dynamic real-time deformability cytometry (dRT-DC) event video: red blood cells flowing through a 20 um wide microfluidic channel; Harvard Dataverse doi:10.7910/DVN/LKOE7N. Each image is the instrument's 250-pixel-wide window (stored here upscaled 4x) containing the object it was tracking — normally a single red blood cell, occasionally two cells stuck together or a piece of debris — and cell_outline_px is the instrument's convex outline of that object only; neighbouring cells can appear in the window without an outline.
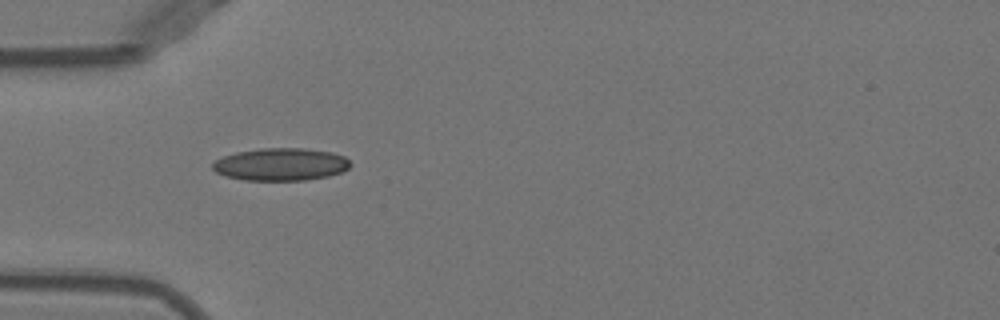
{"species": "Egyptian fruit bat (a non-hibernating species)", "species_latin": "Rousettus aegyptiacus", "temperature_condition": "warm", "stored_images_in_passage": 5, "camera_frame_rate_fps": 3000, "um_per_image_px": 0.085, "animal": {"sex": "female"}, "frame": {"image": 1, "passage_image": 1, "time_ms": 0.0, "image_size_px": [1000, 320], "cell_outline_px": [[352, 164], [348, 168], [340, 172], [328, 176], [304, 180], [244, 180], [224, 176], [216, 172], [212, 168], [212, 164], [216, 160], [224, 156], [236, 152], [260, 148], [304, 148], [332, 152], [344, 156]], "centroid_in_image_um": [23.85, 13.96], "position_along_channel_um": 61.1, "area_um2": 26.13}}
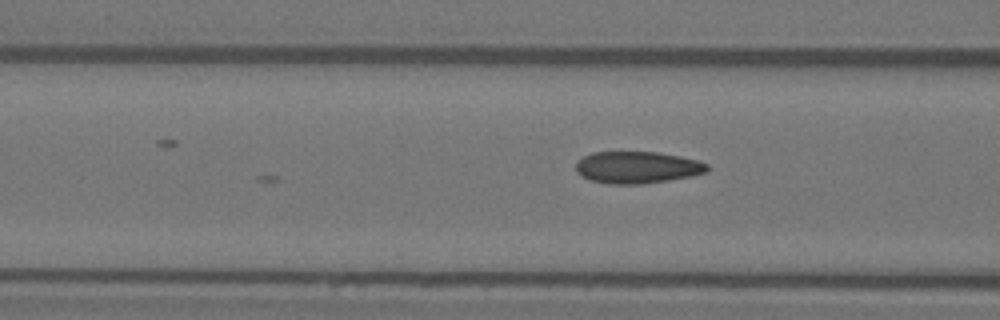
{"frame": {"image": 2, "passage_image": 5, "time_ms": 1.333, "image_size_px": [1000, 320], "cell_outline_px": [[708, 172], [692, 176], [644, 184], [608, 184], [588, 180], [580, 176], [576, 172], [576, 160], [592, 152], [660, 152], [700, 160], [708, 164]], "centroid_in_image_um": [54.15, 14.23], "position_along_channel_um": 112.4, "area_um2": 24.85}}